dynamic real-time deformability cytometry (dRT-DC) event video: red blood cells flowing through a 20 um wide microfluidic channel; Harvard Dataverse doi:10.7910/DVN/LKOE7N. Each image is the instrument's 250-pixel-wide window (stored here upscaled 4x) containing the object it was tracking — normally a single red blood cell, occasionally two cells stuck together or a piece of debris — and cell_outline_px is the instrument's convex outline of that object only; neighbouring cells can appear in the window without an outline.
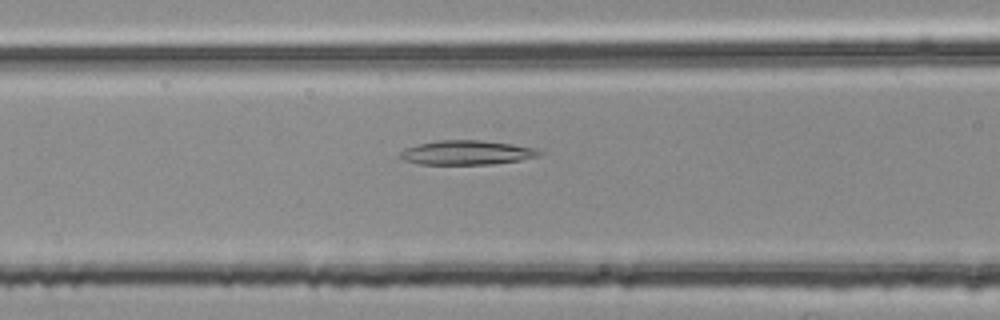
{"species": "common noctule bat (a hibernating species)", "species_latin": "Nyctalus noctula", "temperature_condition": "room temperature", "stored_images_in_passage": 54, "camera_frame_rate_fps": 3000, "um_per_image_px": 0.085, "animal": {"sex": "female", "body_mass_g": 25.1}, "frame": {"image": 1, "passage_image": 22, "time_ms": 7.0, "image_size_px": [1000, 320], "cell_outline_px": [[544, 152], [540, 156], [520, 160], [492, 164], [420, 164], [404, 160], [396, 156], [404, 148], [416, 144], [440, 140], [480, 140], [512, 144], [532, 148]], "centroid_in_image_um": [39.63, 12.97], "position_along_channel_um": 127.0, "area_um2": 19.77}}
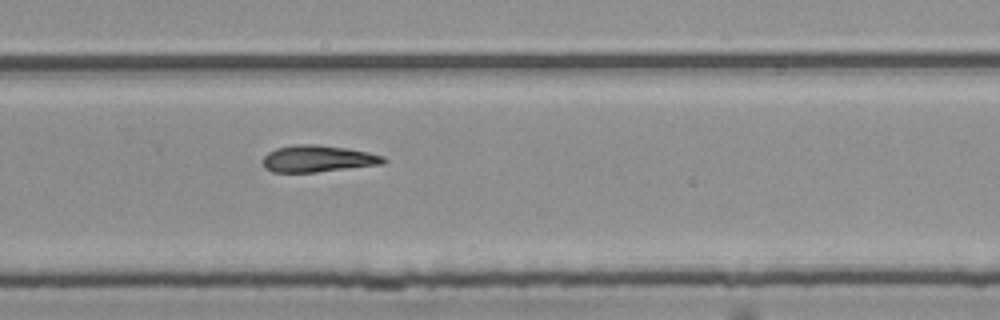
{"frame": {"image": 2, "passage_image": 36, "time_ms": 11.667, "image_size_px": [1000, 320], "cell_outline_px": [[388, 160], [384, 164], [316, 172], [272, 172], [264, 168], [264, 156], [268, 152], [276, 148], [296, 144], [316, 144], [348, 148], [368, 152], [384, 156]], "centroid_in_image_um": [27.05, 13.48], "position_along_channel_um": 302.8, "area_um2": 18.9}}
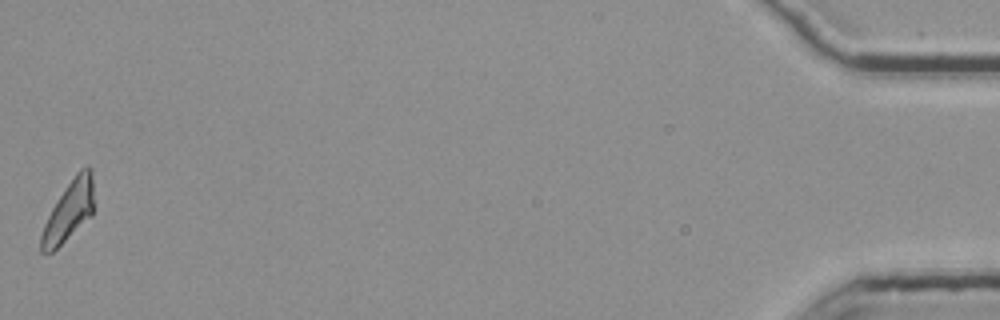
{"frame": {"image": 3, "passage_image": 54, "time_ms": 17.667, "image_size_px": [1000, 320], "cell_outline_px": [[92, 216], [52, 252], [40, 252], [40, 236], [44, 224], [52, 208], [76, 172], [80, 168], [92, 168]], "centroid_in_image_um": [5.83, 17.96], "position_along_channel_um": 429.4, "area_um2": 17.92}}